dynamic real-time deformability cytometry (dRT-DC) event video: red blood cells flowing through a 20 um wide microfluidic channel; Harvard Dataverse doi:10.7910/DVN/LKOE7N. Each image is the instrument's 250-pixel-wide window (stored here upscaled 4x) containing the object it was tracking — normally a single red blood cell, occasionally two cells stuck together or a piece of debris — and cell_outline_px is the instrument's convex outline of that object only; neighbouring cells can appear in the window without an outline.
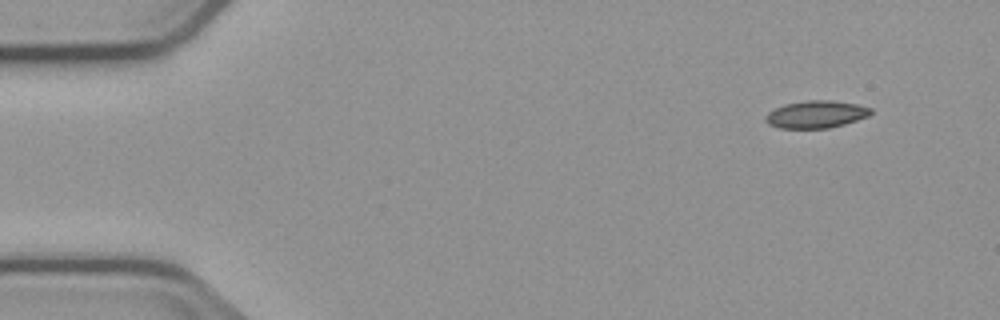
{"species": "common noctule bat (a hibernating species)", "species_latin": "Nyctalus noctula", "temperature_condition": "cold", "stored_images_in_passage": 4, "camera_frame_rate_fps": 3000, "um_per_image_px": 0.085, "animal": {"sex": "male", "body_mass_g": 23.1, "forearm_length_mm": 52.7}, "frame": {"image": 1, "passage_image": 1, "time_ms": 0.0, "image_size_px": [1000, 320], "cell_outline_px": [[872, 112], [868, 116], [844, 124], [828, 128], [780, 128], [768, 124], [764, 120], [764, 116], [768, 112], [784, 104], [808, 100], [832, 100], [856, 104], [872, 108]], "centroid_in_image_um": [69.34, 9.71], "position_along_channel_um": 15.7, "area_um2": 16.76}}
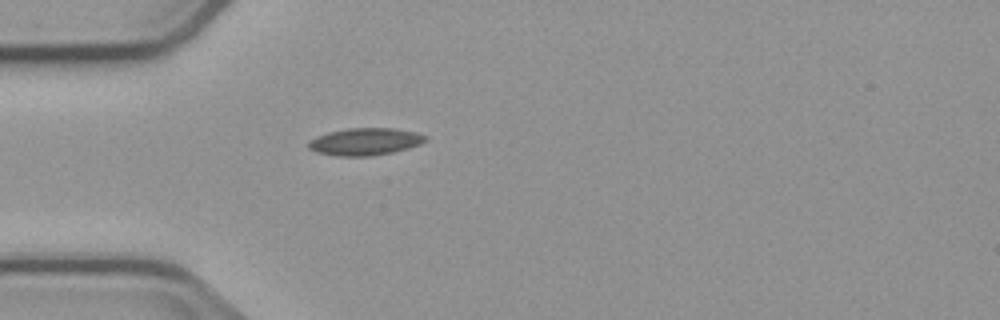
{"frame": {"image": 2, "passage_image": 4, "time_ms": 3.667, "image_size_px": [1000, 320], "cell_outline_px": [[428, 140], [420, 144], [408, 148], [392, 152], [368, 156], [336, 156], [316, 152], [308, 148], [308, 140], [316, 136], [328, 132], [348, 128], [392, 128], [416, 132], [428, 136]], "centroid_in_image_um": [31.02, 12.03], "position_along_channel_um": 54.0, "area_um2": 18.67}}